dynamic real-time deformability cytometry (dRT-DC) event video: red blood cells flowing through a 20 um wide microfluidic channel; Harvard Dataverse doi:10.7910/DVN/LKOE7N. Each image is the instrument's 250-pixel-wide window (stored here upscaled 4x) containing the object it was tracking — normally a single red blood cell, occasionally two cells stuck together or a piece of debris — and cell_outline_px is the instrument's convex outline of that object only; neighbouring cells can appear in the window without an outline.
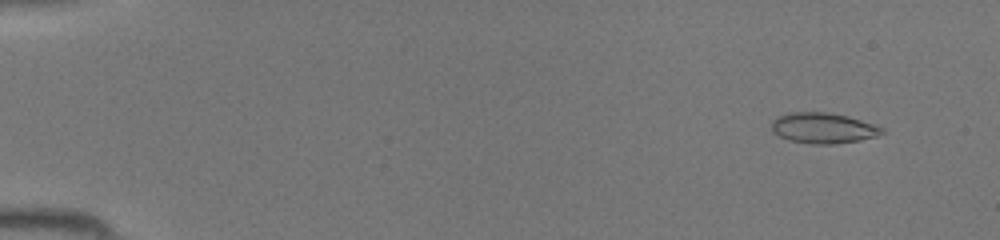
{"species": "common noctule bat (a hibernating species)", "species_latin": "Nyctalus noctula", "temperature_condition": "room temperature", "stored_images_in_passage": 38, "camera_frame_rate_fps": 3000, "um_per_image_px": 0.085, "animal": {"sex": "female", "body_mass_g": 19.5, "forearm_length_mm": 54.1}, "frame": {"image": 1, "passage_image": 1, "time_ms": 0.0, "image_size_px": [1000, 240], "cell_outline_px": [[884, 132], [876, 136], [860, 140], [836, 144], [812, 144], [788, 140], [772, 132], [772, 120], [776, 116], [788, 112], [828, 112], [848, 116], [884, 128]], "centroid_in_image_um": [69.93, 10.88], "position_along_channel_um": 15.1, "area_um2": 19.77}}
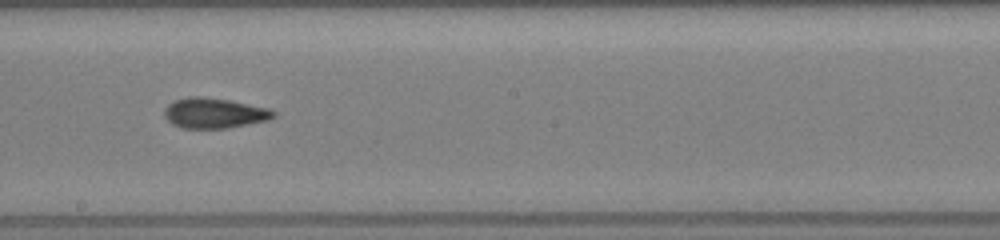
{"frame": {"image": 2, "passage_image": 24, "time_ms": 7.667, "image_size_px": [1000, 240], "cell_outline_px": [[276, 116], [268, 120], [228, 128], [180, 128], [172, 124], [164, 116], [164, 108], [168, 104], [176, 100], [188, 96], [200, 96], [228, 100], [268, 108], [276, 112]], "centroid_in_image_um": [18.19, 9.61], "position_along_channel_um": 230.0, "area_um2": 19.25}}
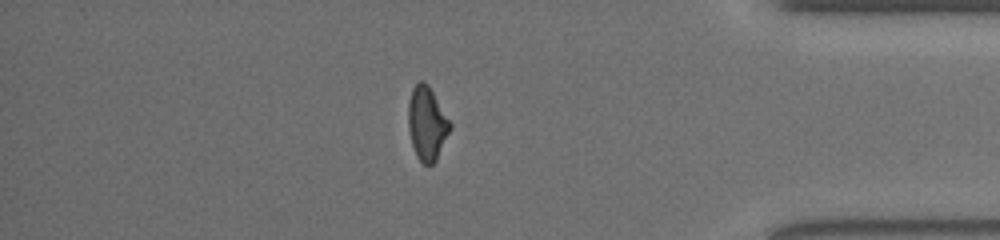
{"frame": {"image": 3, "passage_image": 37, "time_ms": 12.0, "image_size_px": [1000, 240], "cell_outline_px": [[452, 128], [436, 160], [432, 164], [424, 164], [416, 156], [412, 144], [408, 128], [408, 100], [412, 88], [420, 80], [424, 80], [428, 84], [452, 124]], "centroid_in_image_um": [36.29, 10.47], "position_along_channel_um": 398.9, "area_um2": 18.03}}